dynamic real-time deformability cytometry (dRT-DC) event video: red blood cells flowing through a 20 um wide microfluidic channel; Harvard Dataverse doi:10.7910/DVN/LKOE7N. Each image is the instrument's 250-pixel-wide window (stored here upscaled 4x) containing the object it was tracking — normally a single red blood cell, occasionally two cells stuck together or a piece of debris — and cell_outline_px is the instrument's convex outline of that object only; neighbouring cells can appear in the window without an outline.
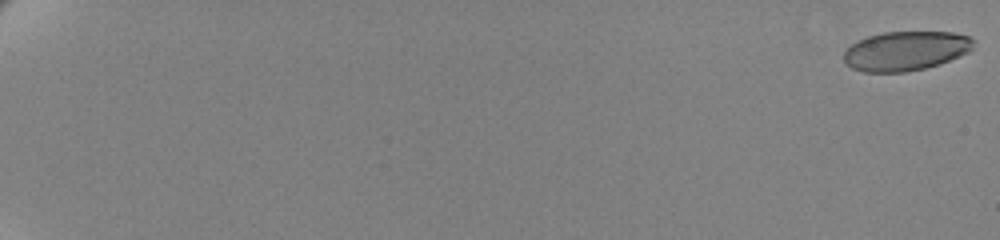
{"species": "human", "species_latin": "Homo sapiens", "temperature_condition": "cold", "stored_images_in_passage": 63, "camera_frame_rate_fps": 3000, "um_per_image_px": 0.085, "donor": {"sex": "female"}, "frame": {"image": 1, "passage_image": 1, "time_ms": 0.0, "image_size_px": [1000, 240], "cell_outline_px": [[976, 40], [972, 48], [968, 52], [960, 56], [940, 64], [924, 68], [904, 72], [864, 72], [852, 68], [844, 60], [844, 52], [856, 40], [868, 36], [884, 32], [952, 32], [968, 36]], "centroid_in_image_um": [77.0, 4.32], "position_along_channel_um": 8.0, "area_um2": 29.77}}
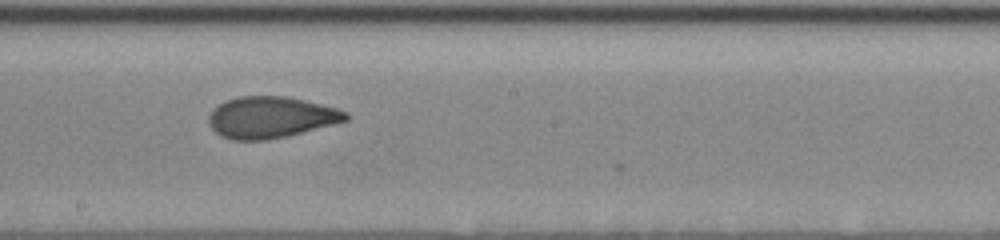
{"frame": {"image": 2, "passage_image": 40, "time_ms": 13.0, "image_size_px": [1000, 240], "cell_outline_px": [[348, 120], [284, 136], [264, 140], [232, 140], [220, 136], [208, 124], [208, 116], [220, 104], [228, 100], [240, 96], [284, 96], [304, 100], [336, 108], [348, 112]], "centroid_in_image_um": [22.99, 9.97], "position_along_channel_um": 225.2, "area_um2": 32.54}}
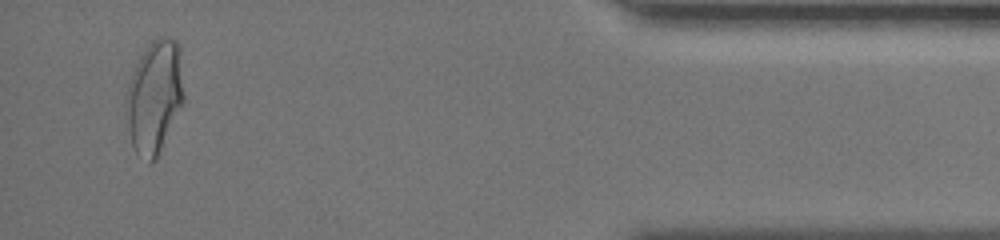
{"frame": {"image": 3, "passage_image": 61, "time_ms": 20.0, "image_size_px": [1000, 240], "cell_outline_px": [[184, 100], [156, 160], [152, 164], [148, 164], [136, 152], [132, 144], [128, 124], [124, 100], [128, 84], [132, 72], [140, 56], [148, 44], [156, 36], [168, 36], [176, 40], [180, 44], [184, 92]], "centroid_in_image_um": [13.14, 8.19], "position_along_channel_um": 422.1, "area_um2": 38.49}}